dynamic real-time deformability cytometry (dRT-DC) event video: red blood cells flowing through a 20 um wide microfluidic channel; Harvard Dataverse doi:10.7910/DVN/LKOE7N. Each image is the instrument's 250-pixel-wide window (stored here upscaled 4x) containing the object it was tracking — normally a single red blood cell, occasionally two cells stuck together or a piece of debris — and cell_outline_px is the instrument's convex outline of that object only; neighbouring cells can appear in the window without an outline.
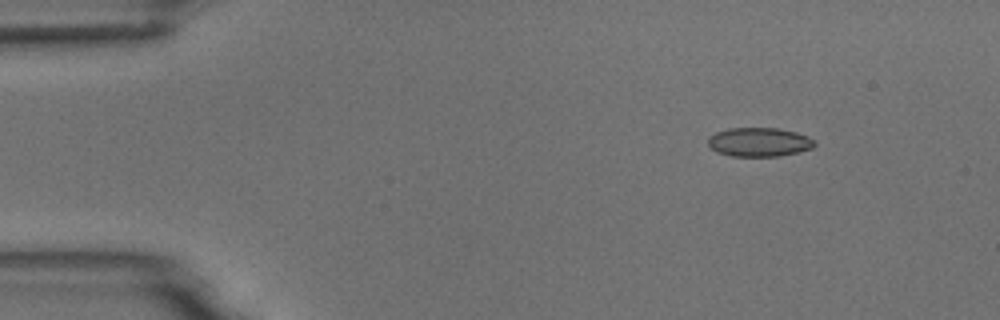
{"species": "common noctule bat (a hibernating species)", "species_latin": "Nyctalus noctula", "temperature_condition": "room temperature", "stored_images_in_passage": 6, "camera_frame_rate_fps": 3000, "um_per_image_px": 0.085, "animal": {"sex": "male", "body_mass_g": 18.8}, "frame": {"image": 1, "passage_image": 2, "time_ms": 2.0, "image_size_px": [1000, 320], "cell_outline_px": [[816, 144], [812, 148], [800, 152], [780, 156], [732, 156], [716, 152], [708, 144], [708, 136], [716, 132], [728, 128], [780, 128], [796, 132], [808, 136]], "centroid_in_image_um": [64.52, 12.07], "position_along_channel_um": 20.5, "area_um2": 18.09}}
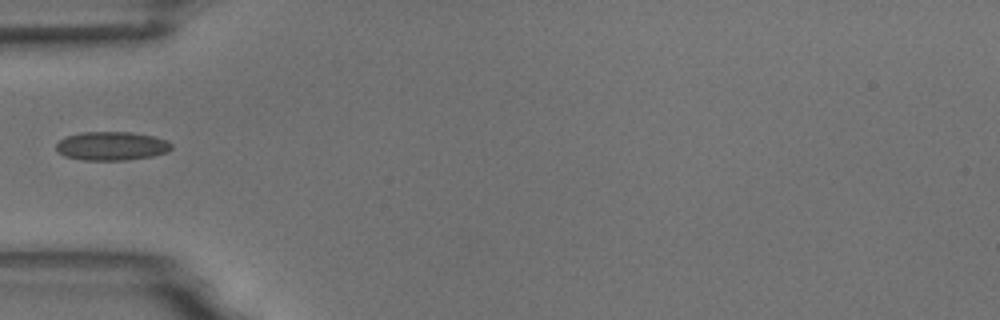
{"frame": {"image": 2, "passage_image": 5, "time_ms": 5.667, "image_size_px": [1000, 320], "cell_outline_px": [[172, 148], [168, 152], [152, 156], [128, 160], [84, 160], [64, 156], [56, 148], [56, 144], [64, 136], [80, 132], [132, 132], [156, 136], [172, 144]], "centroid_in_image_um": [9.49, 12.4], "position_along_channel_um": 75.5, "area_um2": 19.42}}